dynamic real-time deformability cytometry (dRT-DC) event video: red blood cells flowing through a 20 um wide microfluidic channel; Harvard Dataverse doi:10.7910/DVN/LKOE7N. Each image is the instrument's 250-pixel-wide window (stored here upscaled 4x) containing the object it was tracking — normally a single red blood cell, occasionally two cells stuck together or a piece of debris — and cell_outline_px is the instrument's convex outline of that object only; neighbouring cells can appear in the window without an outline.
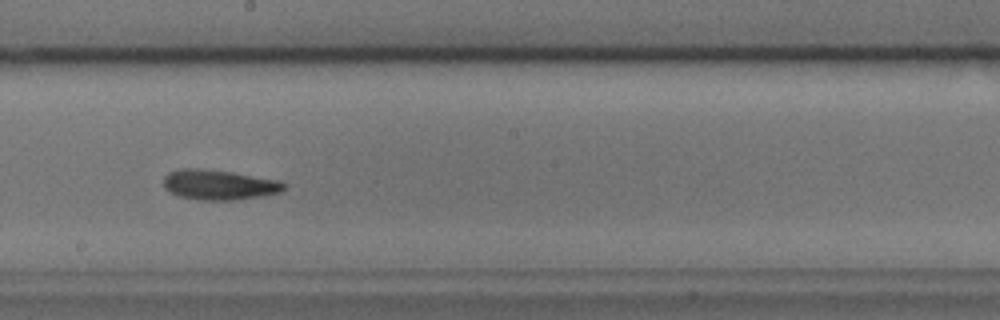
{"species": "common noctule bat (a hibernating species)", "species_latin": "Nyctalus noctula", "temperature_condition": "cold", "stored_images_in_passage": 43, "camera_frame_rate_fps": 3000, "um_per_image_px": 0.085, "animal": {"sex": "male", "body_mass_g": 17.9, "forearm_length_mm": 54.2}, "frame": {"image": 1, "passage_image": 19, "time_ms": 6.0, "image_size_px": [1000, 320], "cell_outline_px": [[288, 188], [280, 192], [260, 196], [236, 200], [200, 200], [180, 196], [168, 192], [164, 188], [164, 176], [168, 172], [180, 168], [200, 168], [232, 172], [280, 180], [288, 184]], "centroid_in_image_um": [18.63, 15.7], "position_along_channel_um": 229.6, "area_um2": 21.39}, "authors_computed_cell_mechanics": {"area_um2": 20.2878, "velocity_mm_per_s": 3.7567, "shape_relaxation_time_tau1_ms": 6.8032, "shape_relaxation_time_tau2_ms": 2.8128, "deformation_change_tau1": 0.151, "deformation_change_tau2": 0.1104}}